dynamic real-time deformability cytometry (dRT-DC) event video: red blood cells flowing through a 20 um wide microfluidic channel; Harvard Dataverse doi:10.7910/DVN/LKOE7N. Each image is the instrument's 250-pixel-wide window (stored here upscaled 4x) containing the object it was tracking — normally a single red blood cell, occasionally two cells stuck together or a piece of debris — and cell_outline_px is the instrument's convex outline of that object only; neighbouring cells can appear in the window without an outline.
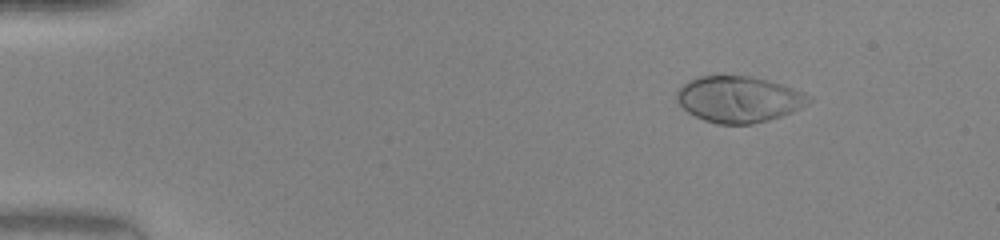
{"species": "human", "species_latin": "Homo sapiens", "temperature_condition": "warm", "stored_images_in_passage": 43, "camera_frame_rate_fps": 3000, "um_per_image_px": 0.085, "donor": {"sex": "female"}, "frame": {"image": 1, "passage_image": 1, "time_ms": 0.0, "image_size_px": [1000, 240], "cell_outline_px": [[812, 100], [808, 104], [792, 112], [768, 120], [752, 124], [716, 124], [704, 120], [688, 112], [676, 100], [676, 92], [688, 80], [700, 76], [748, 76], [768, 80], [792, 88], [812, 96]], "centroid_in_image_um": [62.8, 8.44], "position_along_channel_um": 22.2, "area_um2": 35.37}}
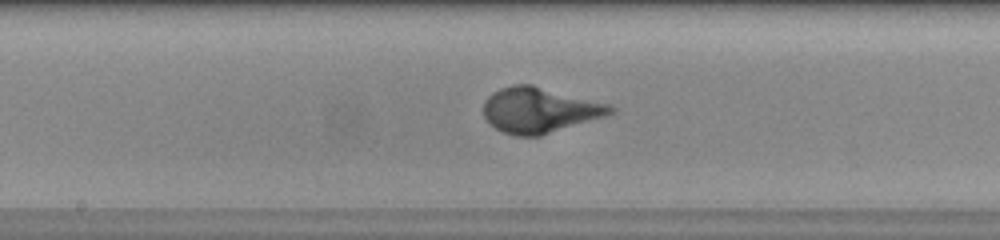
{"frame": {"image": 2, "passage_image": 21, "time_ms": 6.667, "image_size_px": [1000, 240], "cell_outline_px": [[616, 112], [604, 116], [540, 136], [516, 136], [504, 132], [496, 128], [484, 116], [484, 100], [492, 92], [500, 88], [512, 84], [532, 84], [612, 104], [616, 108]], "centroid_in_image_um": [45.89, 9.34], "position_along_channel_um": 202.3, "area_um2": 33.7}}
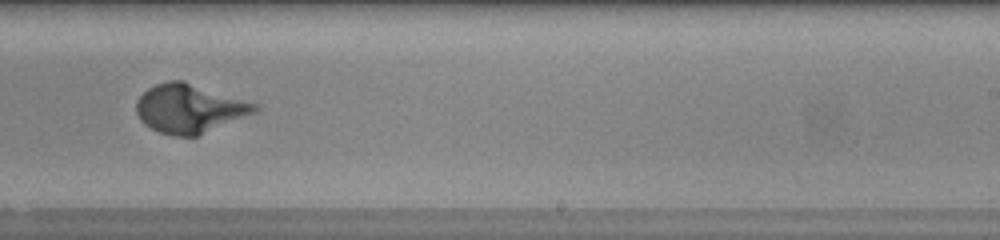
{"frame": {"image": 3, "passage_image": 26, "time_ms": 8.333, "image_size_px": [1000, 240], "cell_outline_px": [[260, 108], [256, 112], [196, 136], [172, 136], [160, 132], [144, 124], [140, 120], [136, 112], [136, 100], [148, 88], [156, 84], [168, 80], [184, 80], [260, 104]], "centroid_in_image_um": [16.11, 9.2], "position_along_channel_um": 272.9, "area_um2": 33.81}}